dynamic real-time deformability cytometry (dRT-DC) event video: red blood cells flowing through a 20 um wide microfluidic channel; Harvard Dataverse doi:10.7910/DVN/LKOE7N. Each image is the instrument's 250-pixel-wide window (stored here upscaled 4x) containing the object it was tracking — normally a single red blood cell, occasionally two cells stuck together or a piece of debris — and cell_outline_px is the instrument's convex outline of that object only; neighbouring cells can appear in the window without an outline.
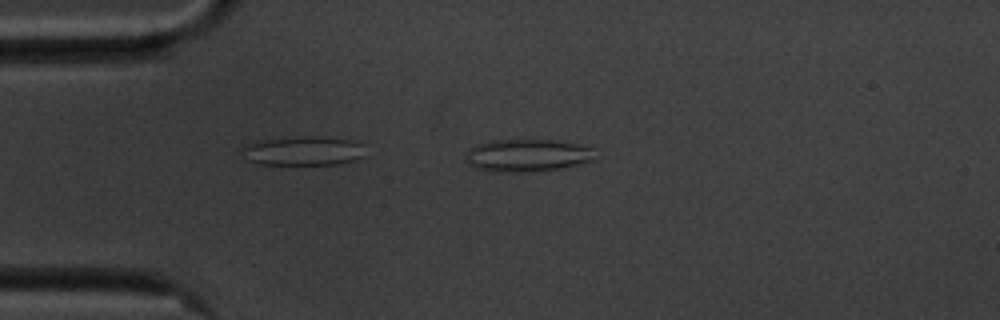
{"species": "common noctule bat (a hibernating species)", "species_latin": "Nyctalus noctula", "temperature_condition": "cold", "stored_images_in_passage": 47, "camera_frame_rate_fps": 3000, "um_per_image_px": 0.085, "animal": {"sex": "male", "body_mass_g": 20.1, "forearm_length_mm": 53.5}, "frame": {"image": 1, "passage_image": 4, "time_ms": 1.0, "image_size_px": [1000, 320], "cell_outline_px": [[592, 160], [560, 168], [524, 172], [496, 172], [476, 168], [468, 164], [468, 152], [476, 144], [492, 140], [556, 140], [580, 144], [592, 148]], "centroid_in_image_um": [44.8, 13.2], "position_along_channel_um": 40.2, "area_um2": 24.1}}
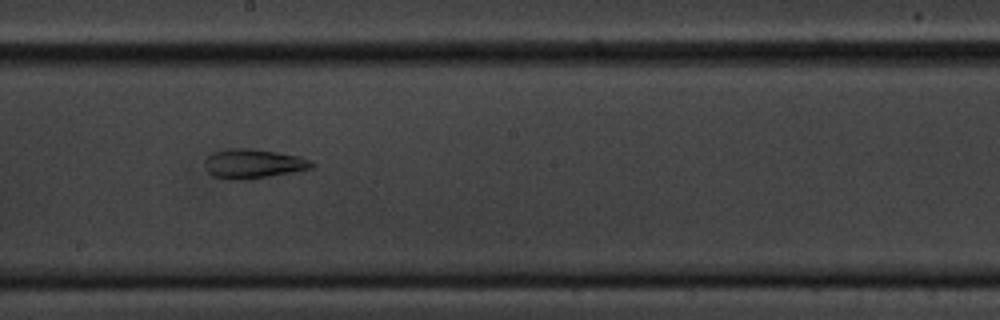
{"frame": {"image": 2, "passage_image": 22, "time_ms": 7.0, "image_size_px": [1000, 320], "cell_outline_px": [[316, 168], [300, 172], [248, 180], [228, 180], [212, 176], [208, 172], [208, 156], [212, 152], [224, 148], [256, 148], [300, 156], [312, 160], [316, 164]], "centroid_in_image_um": [21.65, 13.92], "position_along_channel_um": 226.5, "area_um2": 19.02}}
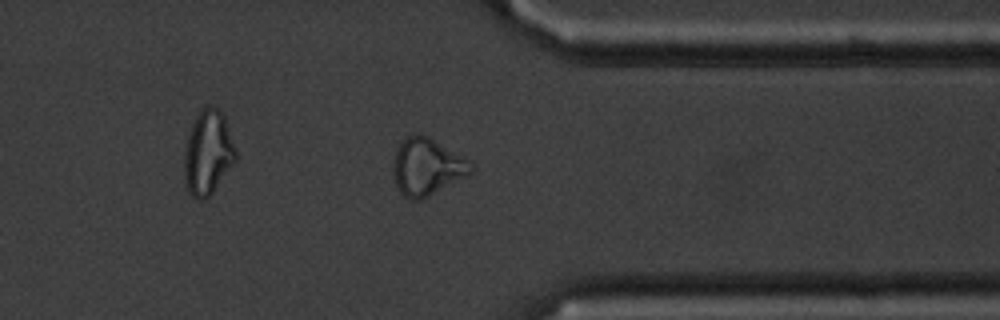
{"frame": {"image": 3, "passage_image": 35, "time_ms": 11.333, "image_size_px": [1000, 320], "cell_outline_px": [[476, 168], [468, 176], [420, 200], [408, 200], [400, 192], [396, 184], [392, 172], [392, 160], [396, 148], [408, 136], [416, 132], [428, 136], [472, 160], [476, 164]], "centroid_in_image_um": [36.32, 14.17], "position_along_channel_um": 375.1, "area_um2": 26.53}, "authors_computed_cell_mechanics": {"area_um2": 21.386, "velocity_mm_per_s": 3.5328, "shape_relaxation_time_tau1_ms": null, "shape_relaxation_time_tau2_ms": 3.0802, "deformation_change_tau1": null, "deformation_change_tau2": 0.1304}}